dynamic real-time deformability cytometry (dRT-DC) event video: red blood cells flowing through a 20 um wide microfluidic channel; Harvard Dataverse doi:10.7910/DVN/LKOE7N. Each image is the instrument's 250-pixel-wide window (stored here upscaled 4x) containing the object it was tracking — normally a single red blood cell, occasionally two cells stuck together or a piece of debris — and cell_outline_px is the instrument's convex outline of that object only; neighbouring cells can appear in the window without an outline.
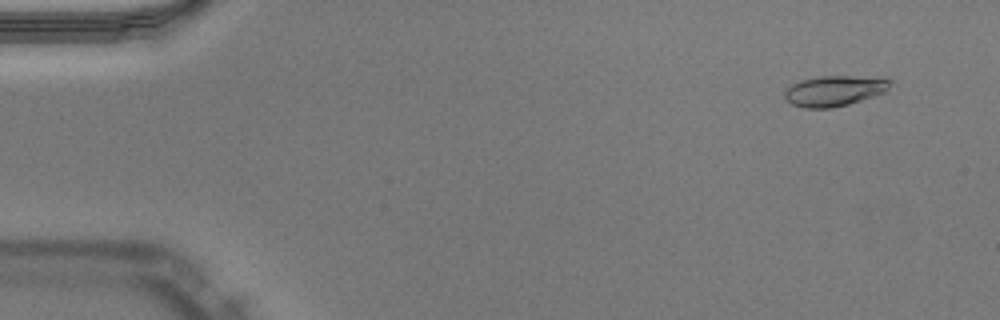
{"species": "Egyptian fruit bat (a non-hibernating species)", "species_latin": "Rousettus aegyptiacus", "temperature_condition": "warm", "stored_images_in_passage": 51, "camera_frame_rate_fps": 3000, "um_per_image_px": 0.085, "animal": {"sex": "male"}, "frame": {"image": 1, "passage_image": 4, "time_ms": 1.0, "image_size_px": [1000, 320], "cell_outline_px": [[892, 80], [888, 88], [884, 92], [848, 104], [828, 108], [804, 108], [792, 104], [784, 100], [784, 92], [792, 84], [800, 80], [820, 76], [848, 76]], "centroid_in_image_um": [70.83, 7.73], "position_along_channel_um": 14.2, "area_um2": 18.38}}
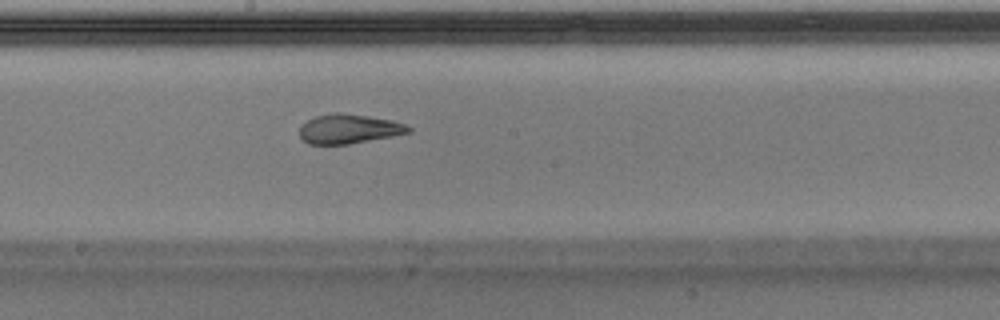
{"frame": {"image": 2, "passage_image": 28, "time_ms": 9.0, "image_size_px": [1000, 320], "cell_outline_px": [[412, 132], [392, 136], [348, 144], [308, 144], [300, 136], [300, 124], [316, 116], [336, 112], [368, 116], [392, 120], [404, 124], [412, 128]], "centroid_in_image_um": [29.65, 10.95], "position_along_channel_um": 218.5, "area_um2": 18.55}}
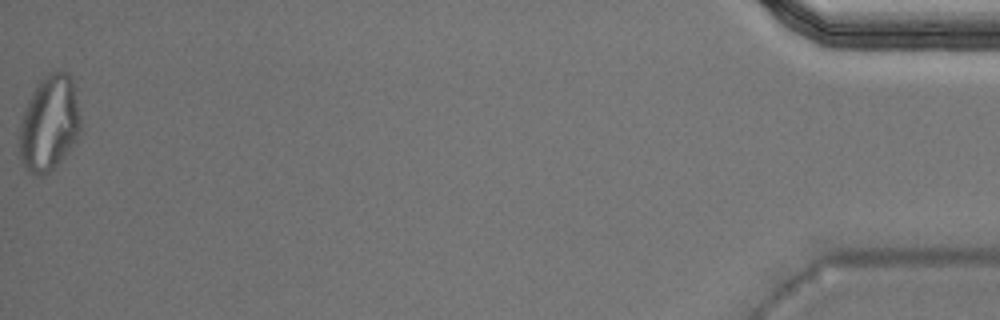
{"frame": {"image": 3, "passage_image": 51, "time_ms": 16.667, "image_size_px": [1000, 320], "cell_outline_px": [[80, 132], [76, 140], [68, 152], [48, 172], [40, 176], [36, 176], [20, 160], [20, 120], [24, 108], [32, 92], [40, 80], [48, 72], [68, 72], [72, 76], [80, 116]], "centroid_in_image_um": [4.19, 10.44], "position_along_channel_um": 431.0, "area_um2": 33.81}, "authors_computed_cell_mechanics": {"area_um2": 19.074, "velocity_mm_per_s": 4.02, "shape_relaxation_time_tau1_ms": 7.9639, "shape_relaxation_time_tau2_ms": 1.1308, "deformation_change_tau1": 0.2791, "deformation_change_tau2": 0.0704}}